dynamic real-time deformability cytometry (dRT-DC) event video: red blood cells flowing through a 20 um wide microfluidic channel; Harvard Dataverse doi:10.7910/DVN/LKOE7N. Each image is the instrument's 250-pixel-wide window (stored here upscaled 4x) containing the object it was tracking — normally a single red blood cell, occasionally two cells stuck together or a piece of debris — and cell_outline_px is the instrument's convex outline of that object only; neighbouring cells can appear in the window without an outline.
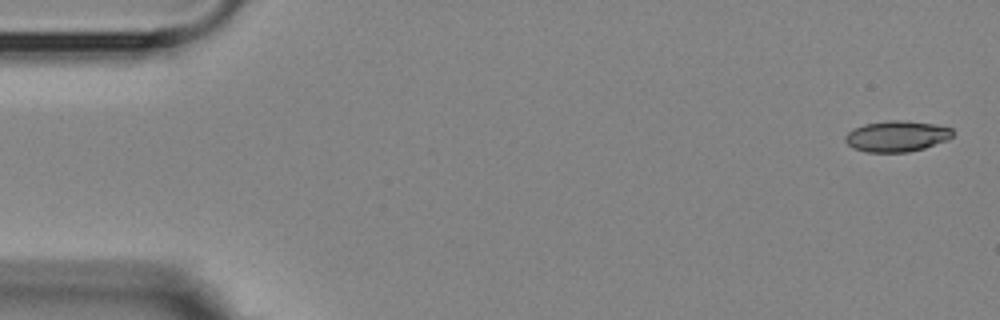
{"species": "Egyptian fruit bat (a non-hibernating species)", "species_latin": "Rousettus aegyptiacus", "temperature_condition": "room temperature", "stored_images_in_passage": 5, "camera_frame_rate_fps": 3000, "um_per_image_px": 0.085, "animal": {"sex": "female"}, "frame": {"image": 1, "passage_image": 1, "time_ms": 0.0, "image_size_px": [1000, 320], "cell_outline_px": [[956, 132], [948, 140], [924, 148], [908, 152], [864, 152], [852, 148], [844, 140], [844, 136], [852, 128], [864, 124], [884, 120], [908, 120], [932, 124], [952, 128]], "centroid_in_image_um": [76.21, 11.57], "position_along_channel_um": 8.8, "area_um2": 19.71}}